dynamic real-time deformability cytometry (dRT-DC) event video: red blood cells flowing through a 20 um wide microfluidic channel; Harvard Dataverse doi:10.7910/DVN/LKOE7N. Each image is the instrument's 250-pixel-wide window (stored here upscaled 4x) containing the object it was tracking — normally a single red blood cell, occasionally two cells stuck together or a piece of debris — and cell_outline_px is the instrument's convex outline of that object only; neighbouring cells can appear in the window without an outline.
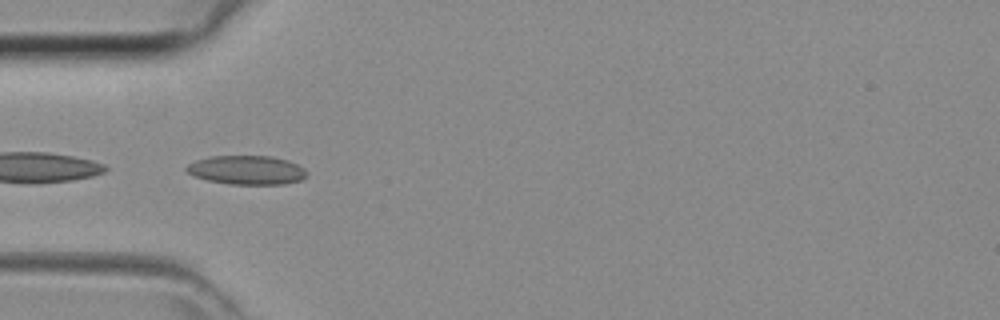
{"species": "common noctule bat (a hibernating species)", "species_latin": "Nyctalus noctula", "temperature_condition": "room temperature", "stored_images_in_passage": 43, "camera_frame_rate_fps": 3000, "um_per_image_px": 0.085, "animal": {"sex": "female", "body_mass_g": 29.2, "forearm_length_mm": 56.3}, "frame": {"image": 1, "passage_image": 13, "time_ms": 4.0, "image_size_px": [1000, 320], "cell_outline_px": [[308, 176], [300, 180], [284, 184], [228, 184], [208, 180], [196, 176], [188, 172], [184, 168], [188, 164], [196, 160], [212, 156], [272, 156], [288, 160], [304, 168], [308, 172]], "centroid_in_image_um": [21.01, 14.45], "position_along_channel_um": 64.0, "area_um2": 20.29}}
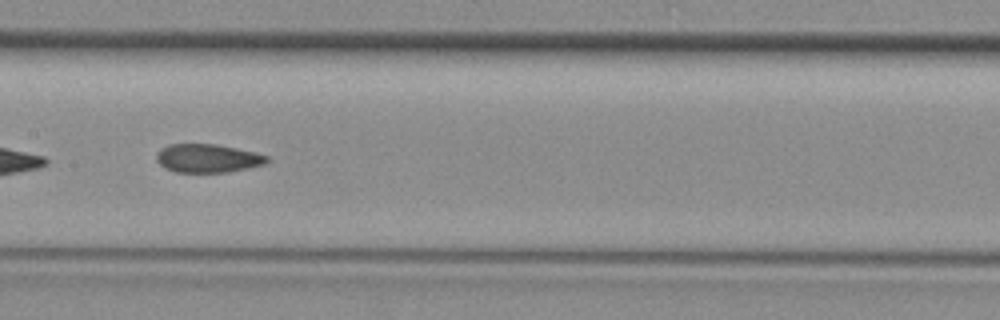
{"frame": {"image": 2, "passage_image": 21, "time_ms": 6.667, "image_size_px": [1000, 320], "cell_outline_px": [[268, 160], [264, 164], [248, 168], [228, 172], [176, 172], [164, 168], [156, 160], [156, 152], [160, 148], [168, 144], [216, 144], [256, 152], [268, 156]], "centroid_in_image_um": [17.62, 13.45], "position_along_channel_um": 189.8, "area_um2": 18.44}}
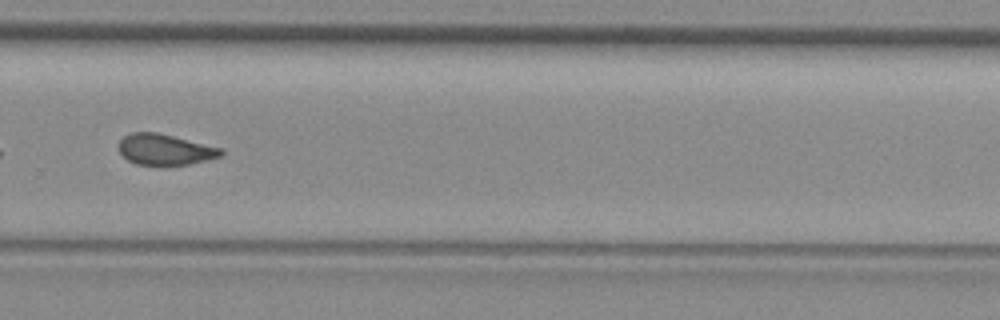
{"frame": {"image": 3, "passage_image": 29, "time_ms": 9.333, "image_size_px": [1000, 320], "cell_outline_px": [[224, 152], [220, 156], [208, 160], [188, 164], [136, 164], [128, 160], [120, 152], [120, 140], [124, 136], [132, 132], [156, 132], [224, 148]], "centroid_in_image_um": [14.06, 12.7], "position_along_channel_um": 315.7, "area_um2": 18.15}}